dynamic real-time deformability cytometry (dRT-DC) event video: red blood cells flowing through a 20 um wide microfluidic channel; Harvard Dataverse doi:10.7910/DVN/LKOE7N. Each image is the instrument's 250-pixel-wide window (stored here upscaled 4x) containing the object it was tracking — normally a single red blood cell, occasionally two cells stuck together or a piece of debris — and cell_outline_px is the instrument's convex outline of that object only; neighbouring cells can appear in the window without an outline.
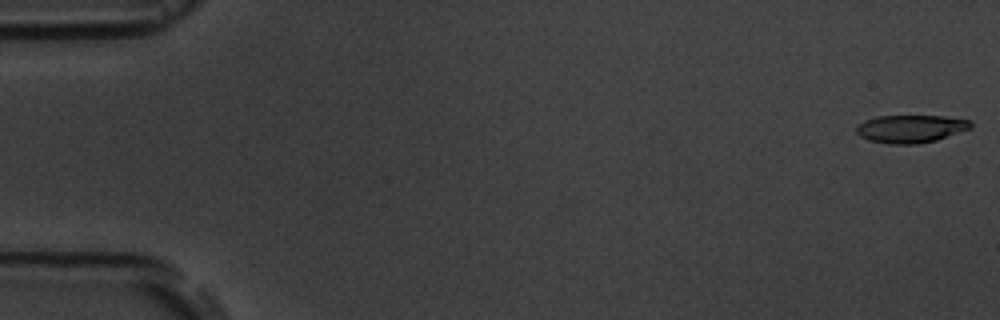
{"species": "common noctule bat (a hibernating species)", "species_latin": "Nyctalus noctula", "temperature_condition": "room temperature", "stored_images_in_passage": 6, "camera_frame_rate_fps": 3000, "um_per_image_px": 0.085, "animal": {"sex": "male", "body_mass_g": 19.5, "forearm_length_mm": 54.6}, "frame": {"image": 1, "passage_image": 1, "time_ms": 0.0, "image_size_px": [1000, 320], "cell_outline_px": [[972, 128], [936, 140], [916, 144], [888, 144], [868, 140], [860, 136], [856, 132], [856, 128], [864, 120], [876, 116], [944, 116], [968, 120], [972, 124]], "centroid_in_image_um": [77.39, 10.95], "position_along_channel_um": 7.6, "area_um2": 18.5}}
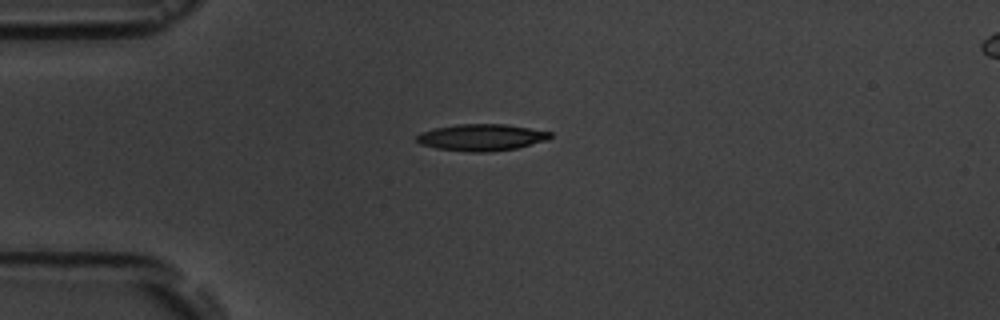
{"frame": {"image": 2, "passage_image": 5, "time_ms": 4.333, "image_size_px": [1000, 320], "cell_outline_px": [[552, 136], [548, 140], [516, 148], [488, 152], [468, 152], [436, 148], [420, 144], [416, 140], [416, 136], [420, 132], [436, 128], [456, 124], [508, 124], [552, 132]], "centroid_in_image_um": [40.93, 11.67], "position_along_channel_um": 44.1, "area_um2": 20.87}}